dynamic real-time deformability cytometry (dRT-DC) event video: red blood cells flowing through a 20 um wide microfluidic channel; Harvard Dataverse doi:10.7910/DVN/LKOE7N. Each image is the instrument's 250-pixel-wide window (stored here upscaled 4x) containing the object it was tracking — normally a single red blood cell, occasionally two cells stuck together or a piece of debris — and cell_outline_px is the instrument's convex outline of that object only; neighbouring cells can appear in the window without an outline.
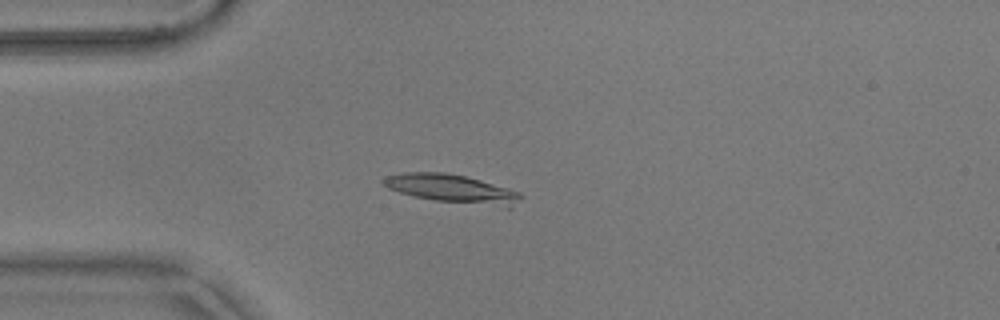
{"species": "common noctule bat (a hibernating species)", "species_latin": "Nyctalus noctula", "temperature_condition": "warm", "stored_images_in_passage": 24, "camera_frame_rate_fps": 3000, "um_per_image_px": 0.085, "animal": {"sex": "male", "body_mass_g": 17.9}, "frame": {"image": 1, "passage_image": 14, "time_ms": 4.333, "image_size_px": [1000, 320], "cell_outline_px": [[524, 196], [508, 208], [436, 200], [416, 196], [400, 192], [388, 188], [380, 184], [380, 180], [388, 176], [404, 172], [444, 172], [464, 176], [480, 180], [508, 188], [520, 192]], "centroid_in_image_um": [38.42, 16.04], "position_along_channel_um": 46.6, "area_um2": 22.6}}